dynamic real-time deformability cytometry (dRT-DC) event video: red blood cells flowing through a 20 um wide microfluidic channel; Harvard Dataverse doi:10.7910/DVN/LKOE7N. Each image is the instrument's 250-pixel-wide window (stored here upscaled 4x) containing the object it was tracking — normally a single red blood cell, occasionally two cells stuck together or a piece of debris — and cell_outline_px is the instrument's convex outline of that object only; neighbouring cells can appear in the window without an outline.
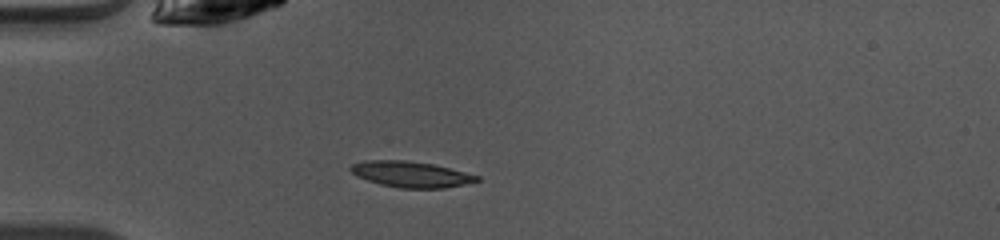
{"species": "common noctule bat (a hibernating species)", "species_latin": "Nyctalus noctula", "temperature_condition": "warm", "stored_images_in_passage": 36, "camera_frame_rate_fps": 3000, "um_per_image_px": 0.085, "animal": {"sex": "female", "body_mass_g": 10.0, "forearm_length_mm": 53.1}, "frame": {"image": 1, "passage_image": 1, "time_ms": 0.0, "image_size_px": [1000, 240], "cell_outline_px": [[480, 180], [464, 184], [444, 188], [400, 188], [380, 184], [356, 176], [348, 168], [352, 164], [364, 160], [404, 160], [432, 164], [480, 176]], "centroid_in_image_um": [34.89, 14.81], "position_along_channel_um": 50.1, "area_um2": 18.9}}
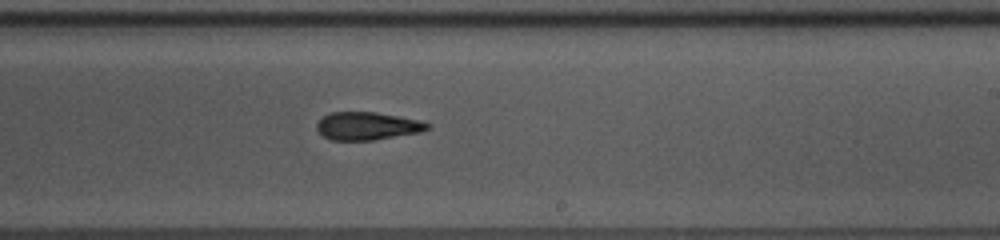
{"frame": {"image": 2, "passage_image": 17, "time_ms": 5.333, "image_size_px": [1000, 240], "cell_outline_px": [[432, 124], [428, 128], [420, 132], [372, 140], [332, 140], [324, 136], [316, 128], [316, 124], [324, 116], [332, 112], [376, 112], [420, 120]], "centroid_in_image_um": [31.23, 10.7], "position_along_channel_um": 257.8, "area_um2": 17.8}}
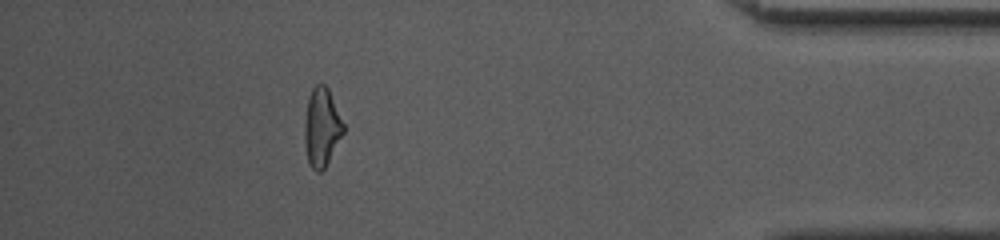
{"frame": {"image": 3, "passage_image": 31, "time_ms": 10.0, "image_size_px": [1000, 240], "cell_outline_px": [[344, 132], [324, 168], [320, 172], [316, 172], [308, 164], [304, 140], [304, 124], [308, 100], [312, 88], [316, 84], [324, 84], [328, 88], [344, 124]], "centroid_in_image_um": [27.33, 10.83], "position_along_channel_um": 407.9, "area_um2": 17.63}, "authors_computed_cell_mechanics": {"area_um2": 18.207, "velocity_mm_per_s": 4.1113, "shape_relaxation_time_tau1_ms": 7.3492, "shape_relaxation_time_tau2_ms": 3.7677, "deformation_change_tau1": 0.224, "deformation_change_tau2": 0.1495}}